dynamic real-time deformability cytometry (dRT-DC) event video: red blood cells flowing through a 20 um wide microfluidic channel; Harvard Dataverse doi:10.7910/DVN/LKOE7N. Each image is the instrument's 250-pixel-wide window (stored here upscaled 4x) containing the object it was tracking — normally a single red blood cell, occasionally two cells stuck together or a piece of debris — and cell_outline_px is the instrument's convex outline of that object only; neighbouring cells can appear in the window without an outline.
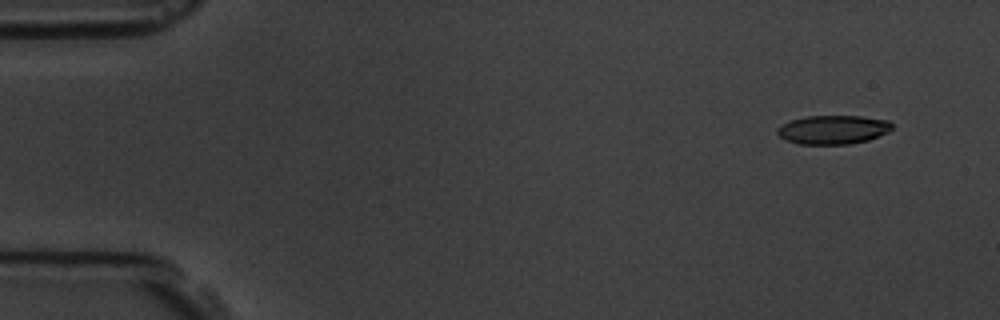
{"species": "common noctule bat (a hibernating species)", "species_latin": "Nyctalus noctula", "temperature_condition": "room temperature", "stored_images_in_passage": 7, "camera_frame_rate_fps": 3000, "um_per_image_px": 0.085, "animal": {"sex": "male", "body_mass_g": 19.5, "forearm_length_mm": 54.6}, "frame": {"image": 1, "passage_image": 1, "time_ms": 0.0, "image_size_px": [1000, 320], "cell_outline_px": [[892, 128], [888, 132], [868, 140], [848, 144], [800, 144], [784, 140], [776, 132], [776, 128], [792, 120], [808, 116], [860, 116], [888, 120], [892, 124]], "centroid_in_image_um": [70.8, 11.02], "position_along_channel_um": 14.2, "area_um2": 19.19}}
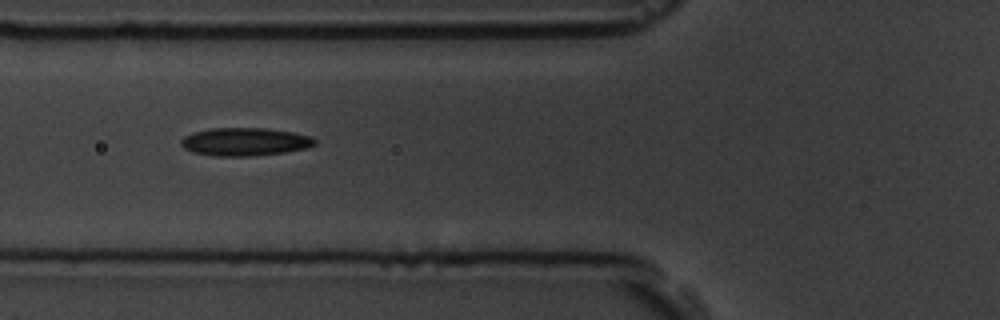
{"frame": {"image": 2, "passage_image": 6, "time_ms": 5.667, "image_size_px": [1000, 320], "cell_outline_px": [[316, 144], [308, 148], [284, 152], [248, 156], [212, 156], [192, 152], [184, 148], [180, 144], [180, 140], [184, 136], [192, 132], [208, 128], [268, 128], [292, 132], [312, 136], [316, 140]], "centroid_in_image_um": [20.79, 12.04], "position_along_channel_um": 105.0, "area_um2": 22.08}}
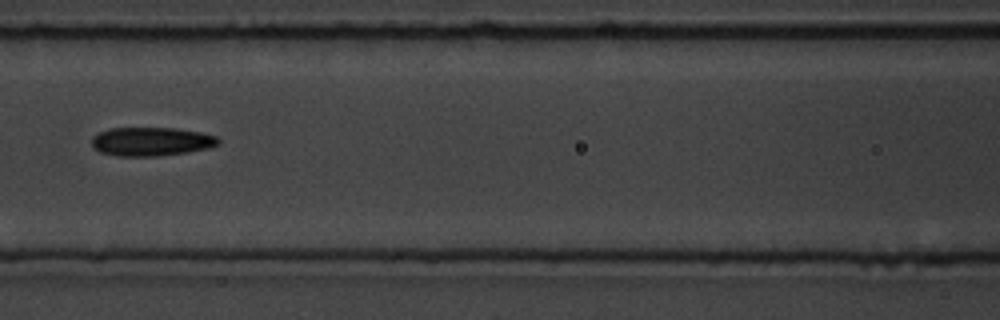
{"frame": {"image": 3, "passage_image": 7, "time_ms": 7.0, "image_size_px": [1000, 320], "cell_outline_px": [[220, 144], [208, 148], [188, 152], [160, 156], [116, 156], [100, 152], [92, 144], [92, 136], [108, 128], [176, 128], [200, 132], [216, 136], [220, 140]], "centroid_in_image_um": [12.87, 12.03], "position_along_channel_um": 153.7, "area_um2": 21.27}}